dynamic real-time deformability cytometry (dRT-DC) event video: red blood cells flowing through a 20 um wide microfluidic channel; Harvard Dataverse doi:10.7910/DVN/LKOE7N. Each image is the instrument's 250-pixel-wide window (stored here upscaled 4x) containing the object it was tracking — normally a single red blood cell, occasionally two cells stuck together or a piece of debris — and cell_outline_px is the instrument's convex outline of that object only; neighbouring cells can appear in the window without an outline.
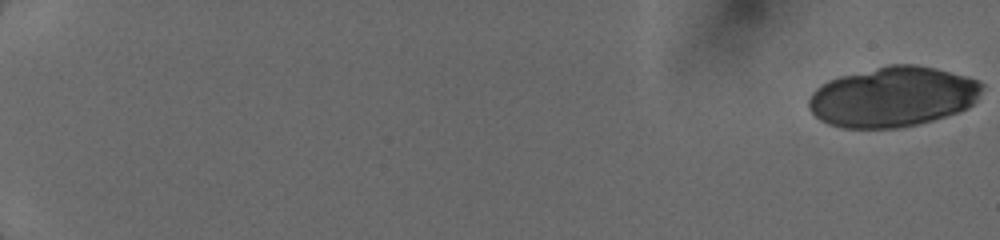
{"species": "human", "species_latin": "Homo sapiens", "temperature_condition": "cold", "stored_images_in_passage": 15, "camera_frame_rate_fps": 3000, "um_per_image_px": 0.085, "donor": {"sex": "female"}, "frame": {"image": 1, "passage_image": 1, "time_ms": 0.0, "image_size_px": [1000, 240], "cell_outline_px": [[984, 84], [976, 100], [968, 108], [932, 120], [900, 128], [844, 128], [828, 124], [820, 120], [808, 108], [808, 100], [812, 92], [820, 84], [828, 80], [840, 76], [888, 64], [916, 64], [936, 68], [980, 80]], "centroid_in_image_um": [75.87, 8.22], "position_along_channel_um": 9.1, "area_um2": 60.92}}